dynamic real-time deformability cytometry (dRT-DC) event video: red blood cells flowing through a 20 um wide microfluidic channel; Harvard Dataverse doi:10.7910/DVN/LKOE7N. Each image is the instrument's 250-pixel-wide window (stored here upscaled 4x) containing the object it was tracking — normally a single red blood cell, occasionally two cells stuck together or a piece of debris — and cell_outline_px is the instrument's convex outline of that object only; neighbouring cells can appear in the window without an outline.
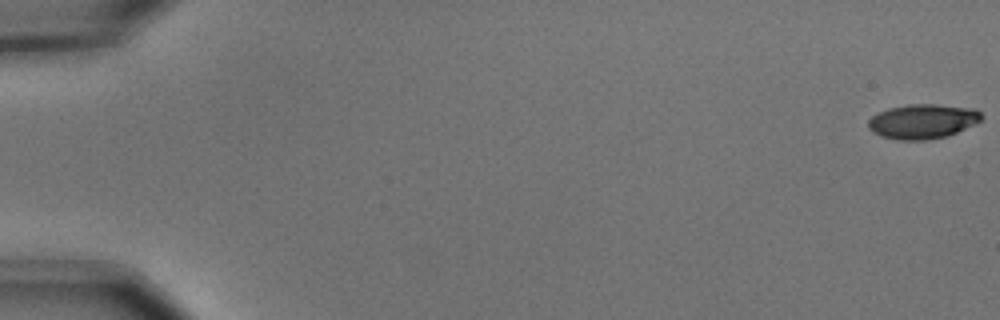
{"species": "common noctule bat (a hibernating species)", "species_latin": "Nyctalus noctula", "temperature_condition": "cold", "stored_images_in_passage": 5, "camera_frame_rate_fps": 3000, "um_per_image_px": 0.085, "animal": {"sex": "male", "body_mass_g": 15.6}, "frame": {"image": 1, "passage_image": 1, "time_ms": 0.0, "image_size_px": [1000, 320], "cell_outline_px": [[984, 116], [980, 120], [948, 136], [928, 140], [900, 140], [884, 136], [872, 132], [868, 128], [868, 120], [872, 116], [888, 108], [908, 104], [936, 104], [976, 108]], "centroid_in_image_um": [78.43, 10.3], "position_along_channel_um": 6.6, "area_um2": 22.77}}
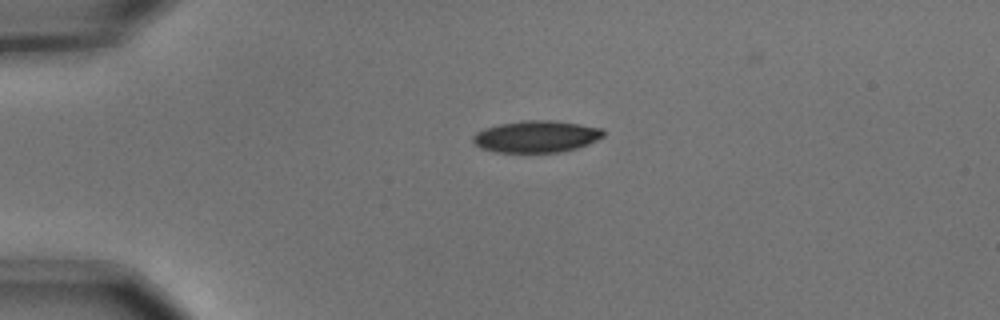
{"frame": {"image": 2, "passage_image": 4, "time_ms": 1.0, "image_size_px": [1000, 320], "cell_outline_px": [[604, 136], [588, 144], [576, 148], [560, 152], [496, 152], [480, 148], [472, 140], [472, 136], [476, 132], [484, 128], [500, 124], [520, 120], [556, 120], [604, 128]], "centroid_in_image_um": [45.59, 11.59], "position_along_channel_um": 39.4, "area_um2": 24.33}}